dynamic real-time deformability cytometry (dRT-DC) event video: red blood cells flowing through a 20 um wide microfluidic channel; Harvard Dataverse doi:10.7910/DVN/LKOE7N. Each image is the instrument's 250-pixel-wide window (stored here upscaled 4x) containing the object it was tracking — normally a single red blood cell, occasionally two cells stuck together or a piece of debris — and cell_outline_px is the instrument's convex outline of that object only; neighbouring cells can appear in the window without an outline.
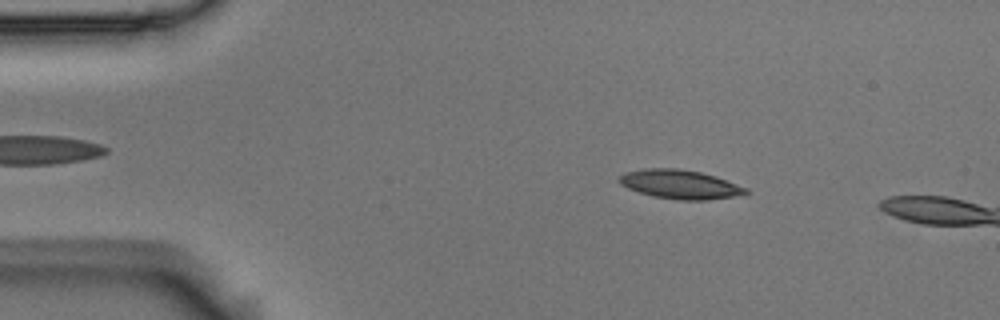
{"species": "Egyptian fruit bat (a non-hibernating species)", "species_latin": "Rousettus aegyptiacus", "temperature_condition": "room temperature", "stored_images_in_passage": 14, "camera_frame_rate_fps": 3000, "um_per_image_px": 0.085, "animal": {"sex": "male"}, "frame": {"image": 1, "passage_image": 8, "time_ms": 2.333, "image_size_px": [1000, 320], "cell_outline_px": [[748, 192], [732, 196], [708, 200], [676, 200], [652, 196], [628, 188], [620, 184], [616, 180], [624, 172], [644, 168], [676, 168], [700, 172], [716, 176], [748, 188]], "centroid_in_image_um": [57.76, 15.66], "position_along_channel_um": 27.2, "area_um2": 21.39}}